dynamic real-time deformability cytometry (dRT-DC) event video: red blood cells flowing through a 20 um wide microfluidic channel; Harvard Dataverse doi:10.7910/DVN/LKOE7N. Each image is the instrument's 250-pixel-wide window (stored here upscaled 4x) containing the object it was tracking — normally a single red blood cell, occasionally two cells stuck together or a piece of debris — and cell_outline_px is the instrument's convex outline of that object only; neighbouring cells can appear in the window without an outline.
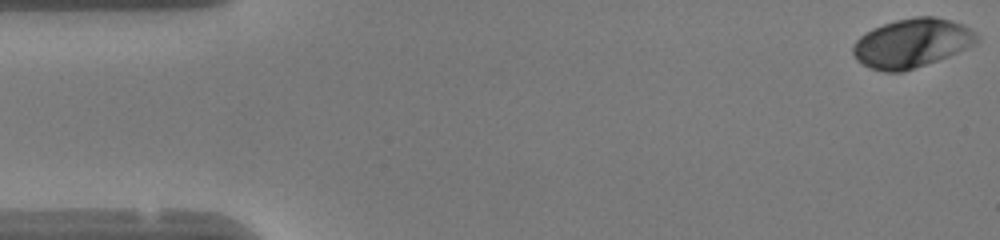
{"species": "human", "species_latin": "Homo sapiens", "temperature_condition": "warm", "stored_images_in_passage": 48, "camera_frame_rate_fps": 3000, "um_per_image_px": 0.085, "donor": {"sex": "female"}, "frame": {"image": 1, "passage_image": 1, "time_ms": 0.0, "image_size_px": [1000, 240], "cell_outline_px": [[980, 40], [976, 44], [948, 56], [900, 72], [884, 72], [872, 68], [856, 60], [852, 52], [852, 48], [856, 40], [860, 36], [872, 28], [896, 20], [916, 16], [936, 16], [952, 20], [964, 24], [976, 32], [980, 36]], "centroid_in_image_um": [77.54, 3.64], "position_along_channel_um": 7.5, "area_um2": 35.32}}
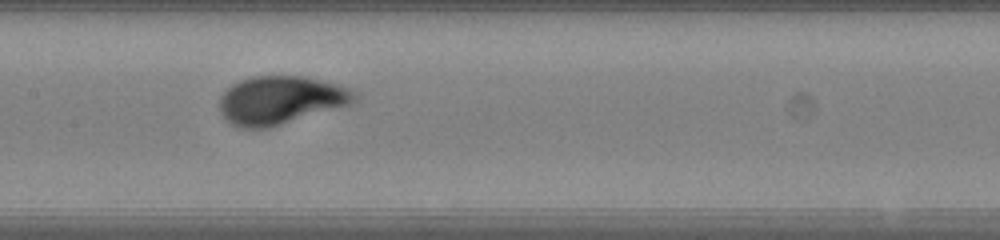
{"frame": {"image": 2, "passage_image": 23, "time_ms": 7.333, "image_size_px": [1000, 240], "cell_outline_px": [[356, 100], [348, 104], [268, 128], [240, 128], [232, 124], [220, 112], [220, 96], [232, 84], [240, 80], [252, 76], [304, 76], [336, 84], [348, 88], [356, 92]], "centroid_in_image_um": [23.8, 8.5], "position_along_channel_um": 183.6, "area_um2": 37.34}}
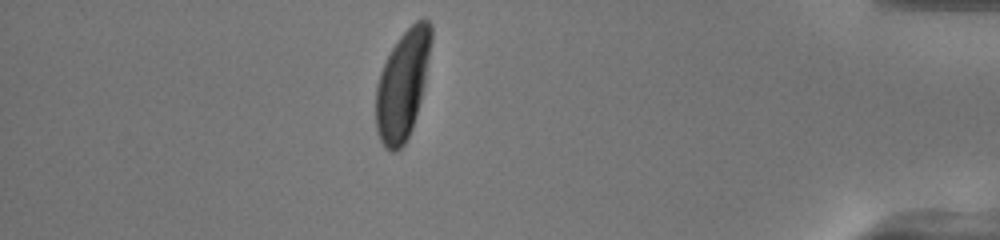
{"frame": {"image": 3, "passage_image": 42, "time_ms": 13.667, "image_size_px": [1000, 240], "cell_outline_px": [[432, 40], [424, 84], [420, 100], [412, 128], [404, 144], [400, 148], [392, 152], [384, 148], [376, 132], [376, 84], [380, 72], [392, 48], [400, 36], [416, 20], [424, 16], [432, 24]], "centroid_in_image_um": [34.22, 7.19], "position_along_channel_um": 401.0, "area_um2": 35.03}, "authors_computed_cell_mechanics": {"area_um2": 34.8534, "velocity_mm_per_s": 4.1943, "shape_relaxation_time_tau1_ms": 3.3044, "shape_relaxation_time_tau2_ms": null, "deformation_change_tau1": 0.2065, "deformation_change_tau2": null}}